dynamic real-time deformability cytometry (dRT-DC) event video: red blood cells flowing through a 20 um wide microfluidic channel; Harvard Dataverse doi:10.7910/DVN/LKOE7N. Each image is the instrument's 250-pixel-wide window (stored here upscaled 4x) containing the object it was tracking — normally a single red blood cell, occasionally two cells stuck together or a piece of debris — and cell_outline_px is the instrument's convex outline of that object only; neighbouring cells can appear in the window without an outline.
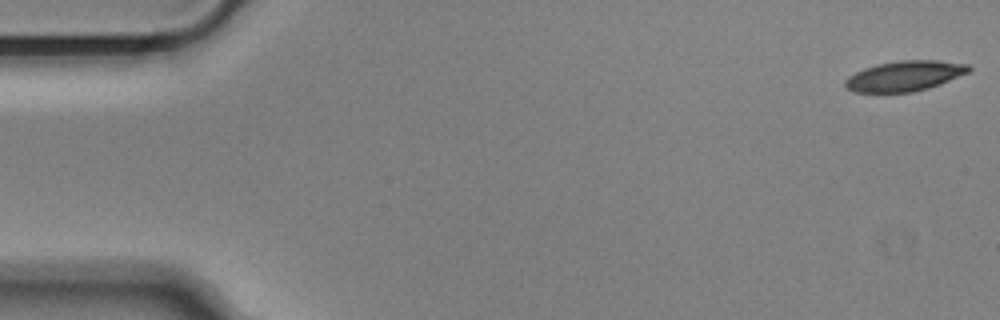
{"species": "Egyptian fruit bat (a non-hibernating species)", "species_latin": "Rousettus aegyptiacus", "temperature_condition": "cold", "stored_images_in_passage": 54, "camera_frame_rate_fps": 3000, "um_per_image_px": 0.085, "animal": {"sex": "male"}, "frame": {"image": 1, "passage_image": 1, "time_ms": 0.0, "image_size_px": [1000, 320], "cell_outline_px": [[972, 68], [968, 72], [940, 84], [928, 88], [912, 92], [852, 92], [844, 88], [844, 80], [848, 76], [864, 68], [876, 64], [900, 60], [936, 60], [968, 64]], "centroid_in_image_um": [76.85, 6.46], "position_along_channel_um": 8.2, "area_um2": 21.85}}
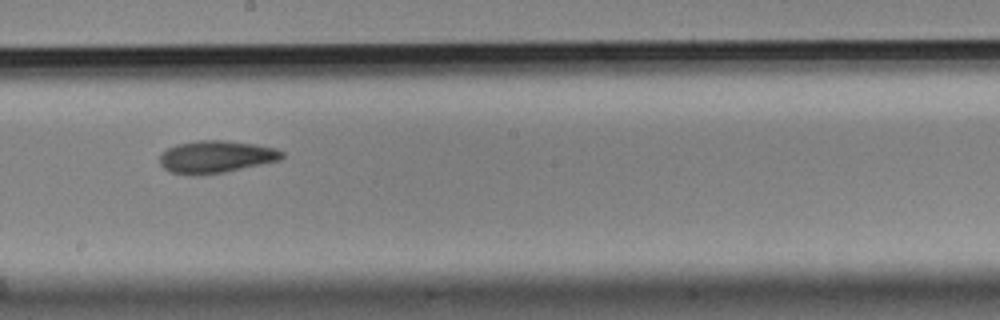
{"frame": {"image": 2, "passage_image": 30, "time_ms": 9.667, "image_size_px": [1000, 320], "cell_outline_px": [[284, 156], [280, 160], [224, 172], [200, 176], [192, 176], [172, 172], [164, 168], [160, 164], [160, 152], [176, 144], [196, 140], [224, 140], [256, 144], [276, 148], [284, 152]], "centroid_in_image_um": [18.34, 13.32], "position_along_channel_um": 229.9, "area_um2": 23.29}}
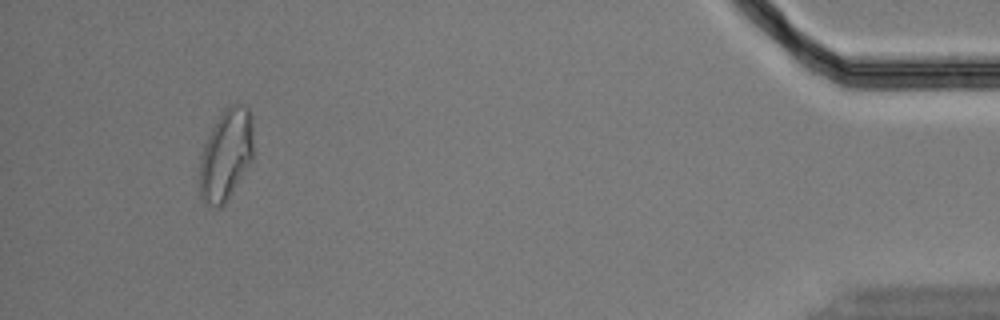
{"frame": {"image": 3, "passage_image": 51, "time_ms": 16.667, "image_size_px": [1000, 320], "cell_outline_px": [[252, 160], [228, 200], [220, 208], [208, 208], [200, 200], [200, 156], [204, 144], [216, 120], [224, 108], [232, 104], [240, 104], [248, 108], [252, 116]], "centroid_in_image_um": [19.19, 13.21], "position_along_channel_um": 416.0, "area_um2": 28.96}, "authors_computed_cell_mechanics": {"area_um2": 23.12, "velocity_mm_per_s": 3.6486, "shape_relaxation_time_tau1_ms": 9.0146, "shape_relaxation_time_tau2_ms": null, "deformation_change_tau1": 0.1965, "deformation_change_tau2": null}}